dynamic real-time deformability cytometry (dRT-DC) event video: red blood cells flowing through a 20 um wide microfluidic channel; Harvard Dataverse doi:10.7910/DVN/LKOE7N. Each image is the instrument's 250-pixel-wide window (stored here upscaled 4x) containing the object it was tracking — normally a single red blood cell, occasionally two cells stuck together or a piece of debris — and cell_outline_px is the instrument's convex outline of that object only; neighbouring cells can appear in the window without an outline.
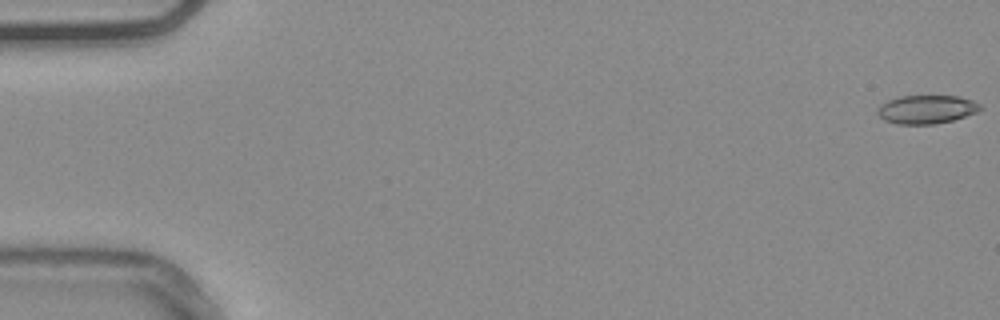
{"species": "common noctule bat (a hibernating species)", "species_latin": "Nyctalus noctula", "temperature_condition": "warm", "stored_images_in_passage": 55, "camera_frame_rate_fps": 3000, "um_per_image_px": 0.085, "animal": {"sex": "male", "body_mass_g": 20.4}, "frame": {"image": 1, "passage_image": 1, "time_ms": 0.0, "image_size_px": [1000, 320], "cell_outline_px": [[984, 108], [976, 112], [952, 120], [936, 124], [896, 124], [884, 120], [876, 112], [888, 100], [900, 96], [960, 96], [972, 100], [980, 104]], "centroid_in_image_um": [78.79, 9.3], "position_along_channel_um": 6.2, "area_um2": 16.94}}
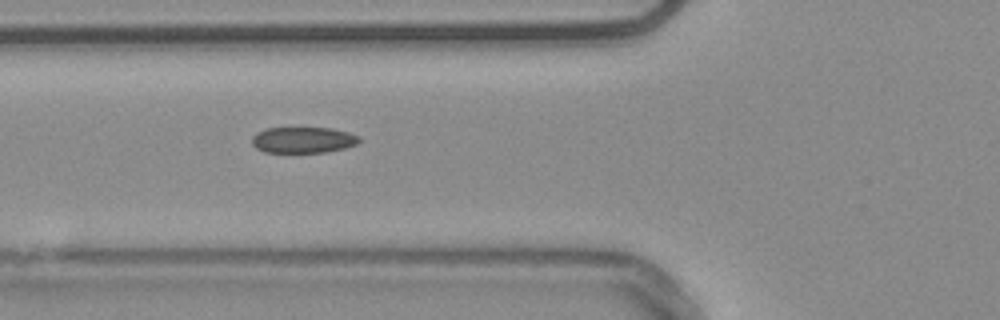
{"frame": {"image": 2, "passage_image": 21, "time_ms": 6.667, "image_size_px": [1000, 320], "cell_outline_px": [[360, 140], [356, 144], [344, 148], [324, 152], [264, 152], [256, 148], [252, 144], [252, 136], [256, 132], [268, 128], [332, 128], [348, 132], [360, 136]], "centroid_in_image_um": [25.75, 11.89], "position_along_channel_um": 100.0, "area_um2": 16.24}}
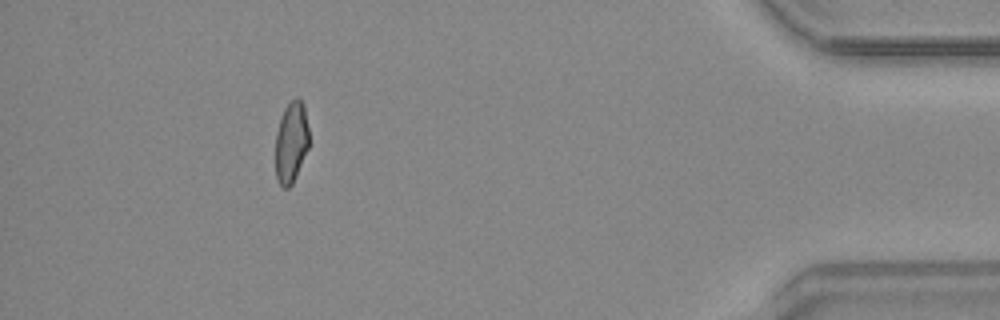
{"frame": {"image": 3, "passage_image": 50, "time_ms": 16.333, "image_size_px": [1000, 320], "cell_outline_px": [[308, 148], [296, 176], [292, 184], [288, 188], [284, 188], [276, 180], [276, 132], [284, 108], [296, 96], [300, 96], [304, 104], [308, 128]], "centroid_in_image_um": [24.75, 12.06], "position_along_channel_um": 410.4, "area_um2": 15.9}, "authors_computed_cell_mechanics": {"area_um2": 16.9932, "velocity_mm_per_s": 3.7796, "shape_relaxation_time_tau1_ms": null, "shape_relaxation_time_tau2_ms": 1.9675, "deformation_change_tau1": null, "deformation_change_tau2": 0.0704}}